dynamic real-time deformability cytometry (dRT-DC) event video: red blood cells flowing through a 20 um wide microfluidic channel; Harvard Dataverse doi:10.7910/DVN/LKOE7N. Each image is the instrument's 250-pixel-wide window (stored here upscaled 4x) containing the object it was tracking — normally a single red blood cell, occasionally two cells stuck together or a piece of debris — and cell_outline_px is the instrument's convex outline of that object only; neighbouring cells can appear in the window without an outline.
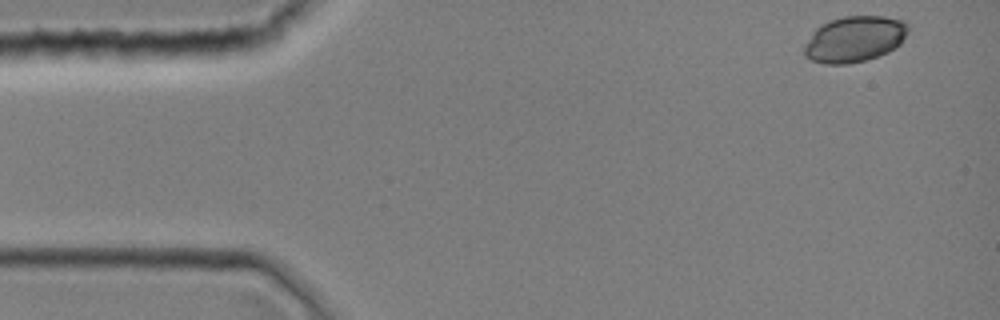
{"species": "common noctule bat (a hibernating species)", "species_latin": "Nyctalus noctula", "temperature_condition": "room temperature", "stored_images_in_passage": 36, "camera_frame_rate_fps": 3000, "um_per_image_px": 0.085, "animal": {"sex": "female", "body_mass_g": 19.0, "forearm_length_mm": 51.5}, "frame": {"image": 1, "passage_image": 1, "time_ms": 0.0, "image_size_px": [1000, 320], "cell_outline_px": [[908, 32], [900, 44], [896, 48], [880, 56], [848, 64], [824, 64], [812, 60], [804, 56], [804, 44], [812, 32], [820, 24], [828, 20], [844, 16], [884, 16], [908, 20]], "centroid_in_image_um": [72.65, 3.31], "position_along_channel_um": 12.4, "area_um2": 28.32}}
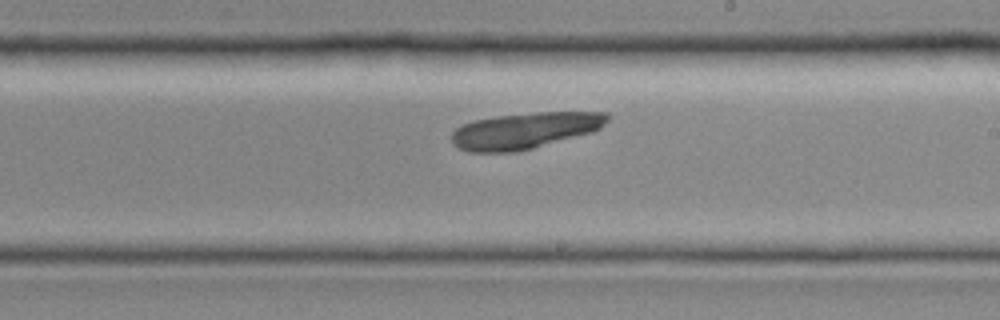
{"frame": {"image": 2, "passage_image": 22, "time_ms": 7.0, "image_size_px": [1000, 320], "cell_outline_px": [[608, 120], [600, 128], [592, 132], [520, 152], [468, 152], [452, 144], [452, 132], [460, 124], [472, 120], [496, 116], [536, 112], [608, 112]], "centroid_in_image_um": [44.58, 11.1], "position_along_channel_um": 244.4, "area_um2": 33.12}}
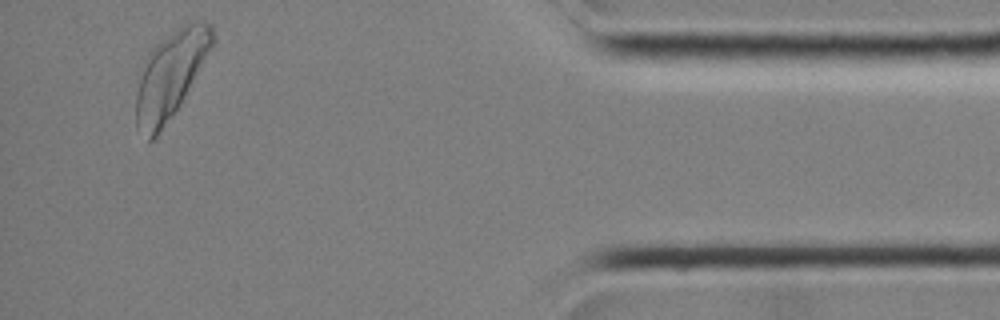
{"frame": {"image": 3, "passage_image": 36, "time_ms": 11.667, "image_size_px": [1000, 320], "cell_outline_px": [[216, 36], [212, 44], [180, 104], [156, 136], [148, 144], [136, 128], [136, 92], [144, 56], [160, 40], [180, 24], [188, 20], [204, 20], [212, 24]], "centroid_in_image_um": [14.46, 6.31], "position_along_channel_um": 420.7, "area_um2": 38.78}}